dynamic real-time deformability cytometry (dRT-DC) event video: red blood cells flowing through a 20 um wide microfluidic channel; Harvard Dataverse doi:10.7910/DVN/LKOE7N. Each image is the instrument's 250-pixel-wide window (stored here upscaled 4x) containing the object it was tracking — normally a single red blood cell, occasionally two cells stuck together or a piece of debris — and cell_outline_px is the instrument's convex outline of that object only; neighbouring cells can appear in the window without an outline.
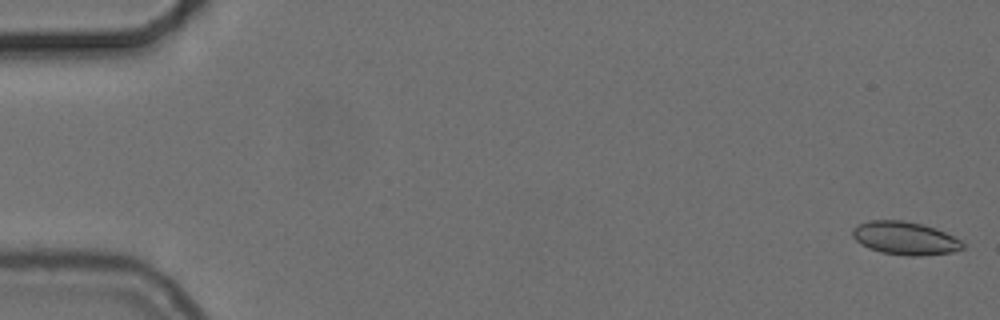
{"species": "common noctule bat (a hibernating species)", "species_latin": "Nyctalus noctula", "temperature_condition": "cold", "stored_images_in_passage": 55, "camera_frame_rate_fps": 3000, "um_per_image_px": 0.085, "animal": {"sex": "female", "body_mass_g": 24.6, "forearm_length_mm": 56.2}, "frame": {"image": 1, "passage_image": 1, "time_ms": 0.0, "image_size_px": [1000, 320], "cell_outline_px": [[964, 248], [952, 252], [920, 256], [908, 256], [880, 252], [868, 248], [860, 244], [852, 236], [852, 228], [868, 220], [904, 220], [920, 224], [944, 232], [960, 240], [964, 244]], "centroid_in_image_um": [76.89, 20.25], "position_along_channel_um": 8.1, "area_um2": 21.15}}
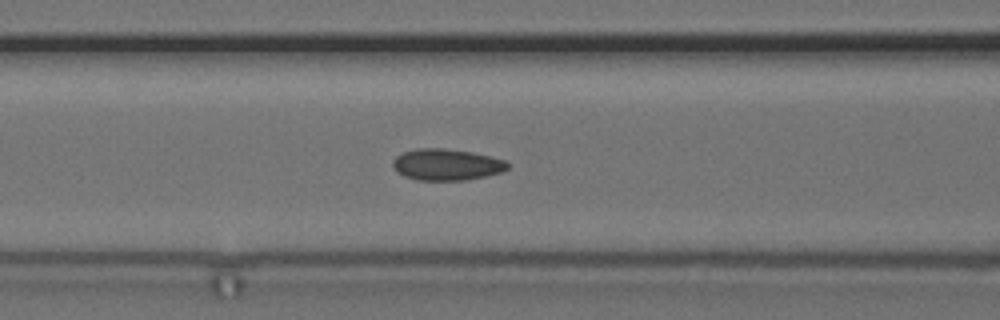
{"frame": {"image": 2, "passage_image": 23, "time_ms": 7.333, "image_size_px": [1000, 320], "cell_outline_px": [[512, 164], [508, 168], [500, 172], [484, 176], [464, 180], [416, 180], [404, 176], [396, 172], [392, 164], [392, 160], [396, 156], [404, 152], [416, 148], [444, 148], [472, 152], [508, 160]], "centroid_in_image_um": [37.96, 13.98], "position_along_channel_um": 128.6, "area_um2": 21.21}}
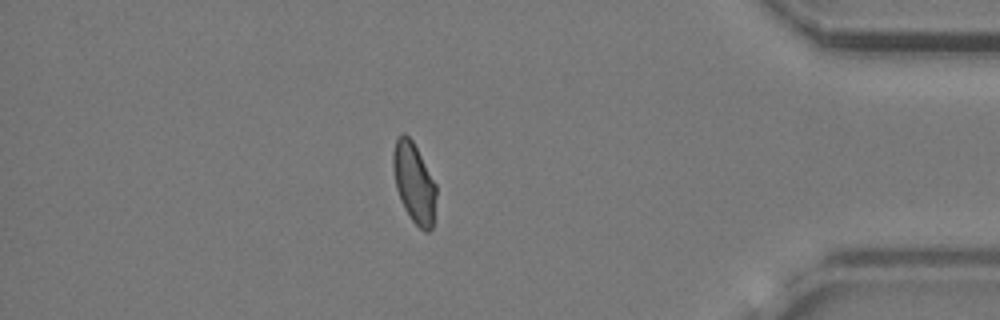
{"frame": {"image": 3, "passage_image": 48, "time_ms": 15.667, "image_size_px": [1000, 320], "cell_outline_px": [[436, 196], [432, 228], [428, 232], [424, 232], [412, 220], [404, 208], [400, 200], [396, 188], [392, 168], [392, 152], [396, 140], [400, 132], [404, 132], [412, 140], [436, 184]], "centroid_in_image_um": [35.17, 15.52], "position_along_channel_um": 400.0, "area_um2": 20.17}, "authors_computed_cell_mechanics": {"area_um2": 20.5768, "velocity_mm_per_s": 3.7068, "shape_relaxation_time_tau1_ms": null, "shape_relaxation_time_tau2_ms": 1.0189, "deformation_change_tau1": null, "deformation_change_tau2": 0.058}}